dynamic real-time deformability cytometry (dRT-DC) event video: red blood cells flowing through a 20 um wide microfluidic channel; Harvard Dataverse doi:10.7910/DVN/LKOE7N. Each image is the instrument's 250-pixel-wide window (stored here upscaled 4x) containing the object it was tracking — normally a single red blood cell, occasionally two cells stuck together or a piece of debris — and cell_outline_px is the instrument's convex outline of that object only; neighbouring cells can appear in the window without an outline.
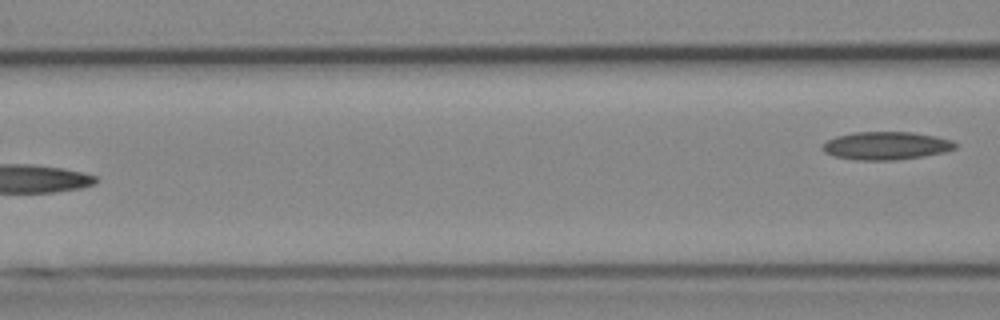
{"species": "Egyptian fruit bat (a non-hibernating species)", "species_latin": "Rousettus aegyptiacus", "temperature_condition": "cold", "stored_images_in_passage": 7, "camera_frame_rate_fps": 3000, "um_per_image_px": 0.085, "animal": {"sex": "female"}, "frame": {"image": 1, "passage_image": 7, "time_ms": 7.0, "image_size_px": [1000, 320], "cell_outline_px": [[956, 148], [944, 152], [924, 156], [896, 160], [856, 160], [832, 156], [824, 152], [820, 148], [828, 140], [836, 136], [856, 132], [912, 132], [936, 136], [952, 140], [956, 144]], "centroid_in_image_um": [75.31, 12.39], "position_along_channel_um": 91.3, "area_um2": 21.73}}